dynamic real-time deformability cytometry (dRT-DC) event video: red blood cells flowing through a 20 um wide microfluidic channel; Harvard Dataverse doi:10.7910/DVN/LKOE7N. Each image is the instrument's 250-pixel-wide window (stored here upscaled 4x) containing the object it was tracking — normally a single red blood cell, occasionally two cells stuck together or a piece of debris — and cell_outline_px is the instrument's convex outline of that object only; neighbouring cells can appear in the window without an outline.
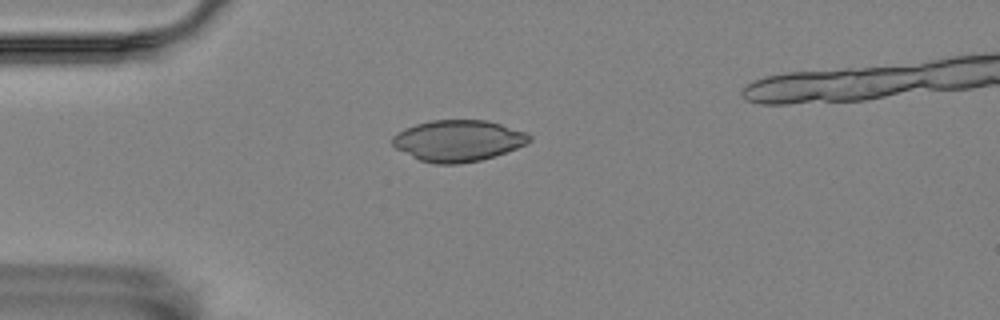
{"species": "Egyptian fruit bat (a non-hibernating species)", "species_latin": "Rousettus aegyptiacus", "temperature_condition": "room temperature", "stored_images_in_passage": 3, "camera_frame_rate_fps": 3000, "um_per_image_px": 0.085, "animal": {"sex": "female"}, "frame": {"image": 1, "passage_image": 1, "time_ms": 0.0, "image_size_px": [1000, 320], "cell_outline_px": [[532, 140], [528, 144], [480, 160], [456, 164], [436, 164], [420, 160], [396, 148], [392, 144], [392, 136], [404, 128], [416, 124], [432, 120], [488, 120], [528, 132], [532, 136]], "centroid_in_image_um": [38.97, 11.94], "position_along_channel_um": 46.0, "area_um2": 32.95}}
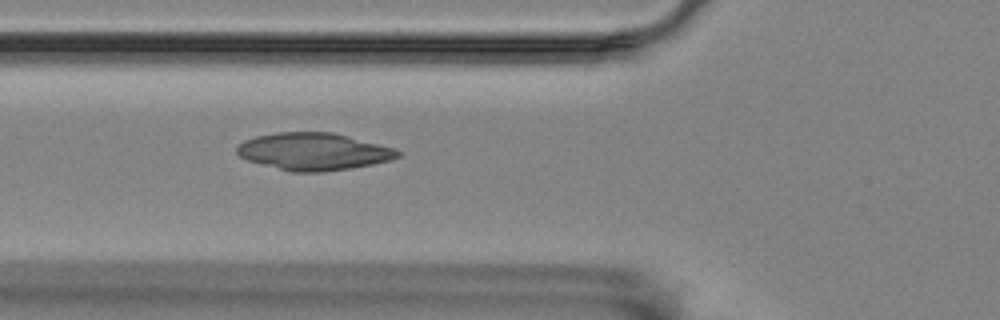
{"frame": {"image": 2, "passage_image": 3, "time_ms": 0.667, "image_size_px": [1000, 320], "cell_outline_px": [[400, 156], [392, 160], [352, 168], [320, 172], [292, 172], [248, 160], [240, 156], [236, 152], [236, 148], [244, 140], [256, 136], [276, 132], [332, 132], [396, 148], [400, 152]], "centroid_in_image_um": [26.68, 12.88], "position_along_channel_um": 99.1, "area_um2": 34.85}}